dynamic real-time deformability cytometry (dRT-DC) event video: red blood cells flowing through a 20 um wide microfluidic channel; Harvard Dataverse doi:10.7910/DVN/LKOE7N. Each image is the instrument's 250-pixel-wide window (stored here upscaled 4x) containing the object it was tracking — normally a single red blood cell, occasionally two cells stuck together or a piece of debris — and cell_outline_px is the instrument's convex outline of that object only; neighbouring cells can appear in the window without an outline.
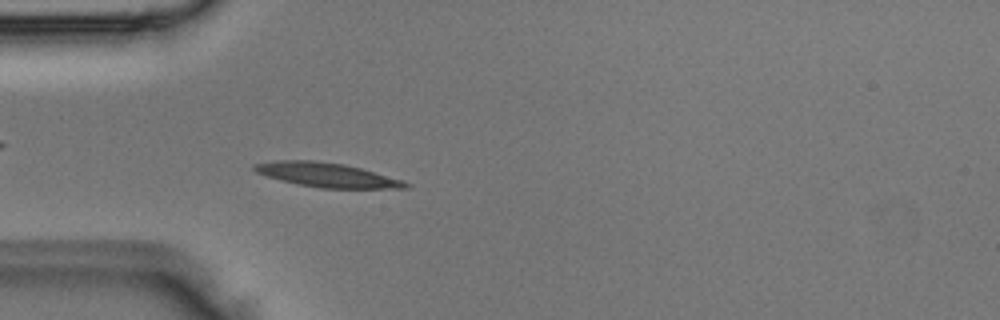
{"species": "Egyptian fruit bat (a non-hibernating species)", "species_latin": "Rousettus aegyptiacus", "temperature_condition": "room temperature", "stored_images_in_passage": 3, "camera_frame_rate_fps": 3000, "um_per_image_px": 0.085, "animal": {"sex": "male"}, "frame": {"image": 1, "passage_image": 3, "time_ms": 0.667, "image_size_px": [1000, 320], "cell_outline_px": [[412, 184], [408, 188], [320, 188], [280, 180], [256, 172], [252, 168], [252, 164], [276, 160], [316, 160], [344, 164], [360, 168], [404, 180]], "centroid_in_image_um": [27.79, 14.86], "position_along_channel_um": 57.2, "area_um2": 21.39}}